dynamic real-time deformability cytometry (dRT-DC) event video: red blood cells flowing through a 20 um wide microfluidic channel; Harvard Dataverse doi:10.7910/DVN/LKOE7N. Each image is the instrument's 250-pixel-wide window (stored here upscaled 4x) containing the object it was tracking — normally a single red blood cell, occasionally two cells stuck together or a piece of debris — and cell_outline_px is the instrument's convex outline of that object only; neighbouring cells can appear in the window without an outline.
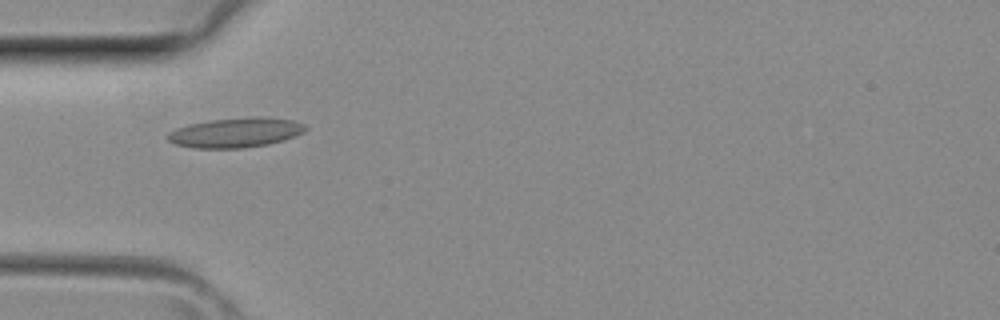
{"species": "common noctule bat (a hibernating species)", "species_latin": "Nyctalus noctula", "temperature_condition": "room temperature", "stored_images_in_passage": 28, "camera_frame_rate_fps": 3000, "um_per_image_px": 0.085, "animal": {"sex": "female", "body_mass_g": 29.2, "forearm_length_mm": 56.3}, "frame": {"image": 1, "passage_image": 1, "time_ms": 0.0, "image_size_px": [1000, 320], "cell_outline_px": [[308, 128], [304, 132], [296, 136], [284, 140], [268, 144], [244, 148], [196, 148], [176, 144], [168, 140], [164, 136], [168, 132], [176, 128], [188, 124], [208, 120], [252, 116], [264, 116], [292, 120], [308, 124]], "centroid_in_image_um": [20.06, 11.25], "position_along_channel_um": 64.9, "area_um2": 24.33}}
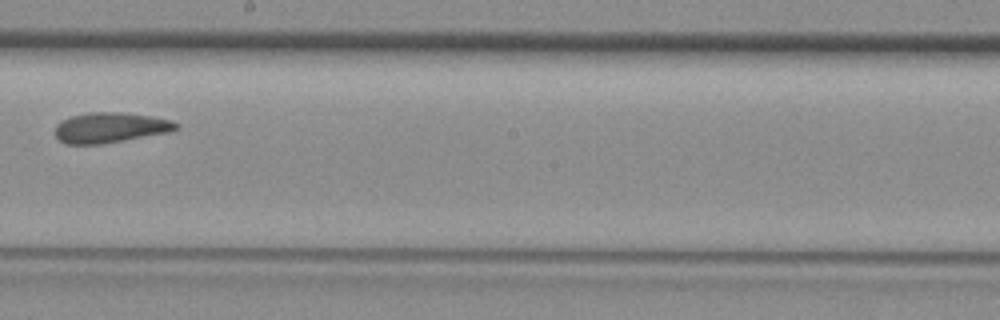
{"frame": {"image": 2, "passage_image": 11, "time_ms": 3.333, "image_size_px": [1000, 320], "cell_outline_px": [[180, 128], [172, 132], [100, 144], [64, 144], [56, 136], [56, 124], [60, 120], [72, 116], [92, 112], [120, 112], [152, 116], [172, 120], [180, 124]], "centroid_in_image_um": [9.42, 10.84], "position_along_channel_um": 238.8, "area_um2": 21.5}}
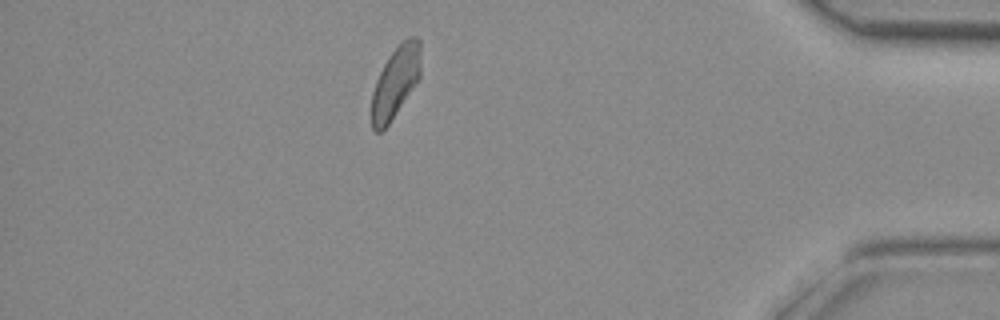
{"frame": {"image": 3, "passage_image": 23, "time_ms": 7.333, "image_size_px": [1000, 320], "cell_outline_px": [[420, 80], [388, 124], [380, 132], [376, 132], [372, 128], [372, 92], [376, 80], [384, 64], [392, 52], [408, 36], [416, 36], [420, 40]], "centroid_in_image_um": [33.64, 6.97], "position_along_channel_um": 401.6, "area_um2": 20.29}}